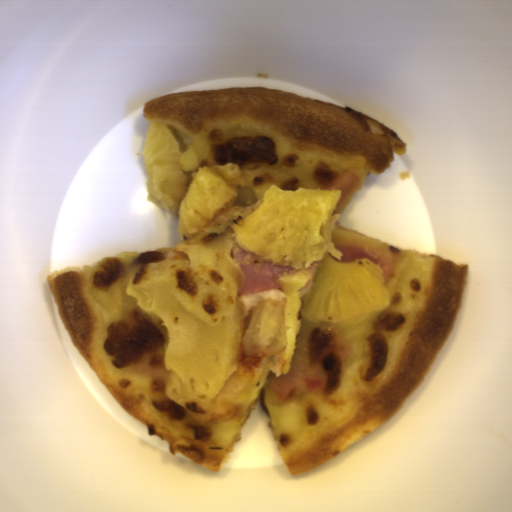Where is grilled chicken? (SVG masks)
I'll use <instances>...</instances> for the list:
<instances>
[{"label":"grilled chicken","mask_w":512,"mask_h":512,"mask_svg":"<svg viewBox=\"0 0 512 512\" xmlns=\"http://www.w3.org/2000/svg\"><path fill=\"white\" fill-rule=\"evenodd\" d=\"M286 297L259 299L243 316L238 360L242 373L256 372L264 359L276 357L286 349Z\"/></svg>","instance_id":"obj_1"}]
</instances>
